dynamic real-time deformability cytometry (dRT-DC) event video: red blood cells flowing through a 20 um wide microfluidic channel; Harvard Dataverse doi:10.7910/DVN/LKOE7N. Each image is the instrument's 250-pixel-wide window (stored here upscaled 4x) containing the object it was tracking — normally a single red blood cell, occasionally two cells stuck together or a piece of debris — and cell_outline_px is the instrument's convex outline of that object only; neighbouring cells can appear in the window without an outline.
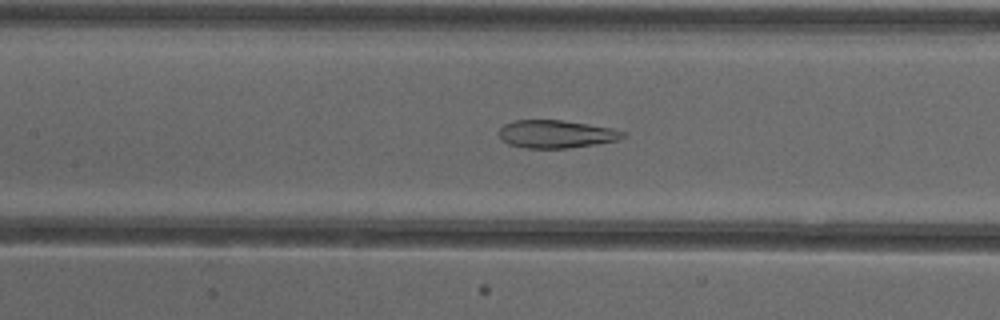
{"species": "common noctule bat (a hibernating species)", "species_latin": "Nyctalus noctula", "temperature_condition": "cold", "stored_images_in_passage": 38, "camera_frame_rate_fps": 3000, "um_per_image_px": 0.085, "animal": {"sex": "female"}, "frame": {"image": 1, "passage_image": 10, "time_ms": 3.0, "image_size_px": [1000, 320], "cell_outline_px": [[628, 132], [624, 136], [616, 140], [596, 144], [568, 148], [528, 148], [508, 144], [496, 132], [504, 124], [516, 120], [560, 120], [588, 124], [612, 128]], "centroid_in_image_um": [47.27, 11.39], "position_along_channel_um": 160.1, "area_um2": 20.06}}
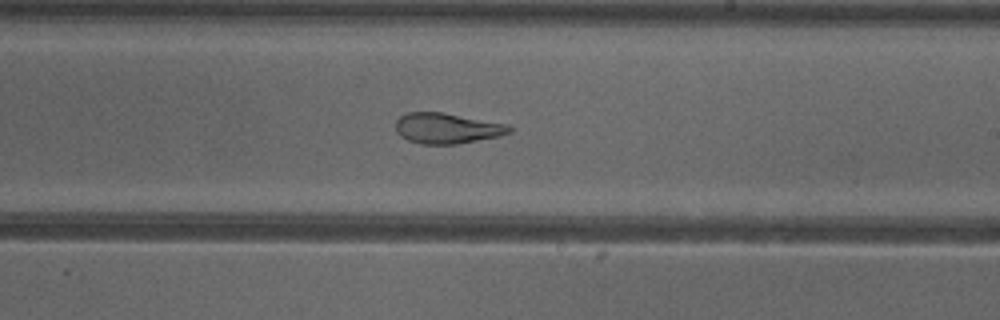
{"frame": {"image": 2, "passage_image": 17, "time_ms": 5.333, "image_size_px": [1000, 320], "cell_outline_px": [[516, 128], [512, 132], [500, 136], [456, 144], [420, 144], [408, 140], [400, 136], [396, 132], [396, 120], [400, 116], [408, 112], [444, 112], [508, 124]], "centroid_in_image_um": [38.03, 10.9], "position_along_channel_um": 251.0, "area_um2": 20.52}}
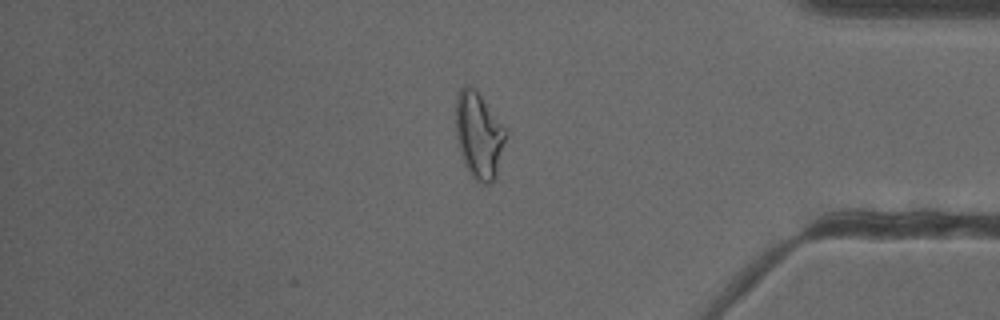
{"frame": {"image": 3, "passage_image": 30, "time_ms": 9.667, "image_size_px": [1000, 320], "cell_outline_px": [[508, 136], [496, 180], [488, 184], [484, 184], [476, 180], [472, 176], [464, 164], [456, 140], [456, 96], [460, 88], [464, 84], [468, 84], [476, 88], [508, 132]], "centroid_in_image_um": [40.73, 11.49], "position_along_channel_um": 394.5, "area_um2": 25.84}, "authors_computed_cell_mechanics": {"area_um2": 22.2241, "velocity_mm_per_s": 3.9066, "shape_relaxation_time_tau1_ms": null, "shape_relaxation_time_tau2_ms": 2.3677, "deformation_change_tau1": null, "deformation_change_tau2": 0.091}}